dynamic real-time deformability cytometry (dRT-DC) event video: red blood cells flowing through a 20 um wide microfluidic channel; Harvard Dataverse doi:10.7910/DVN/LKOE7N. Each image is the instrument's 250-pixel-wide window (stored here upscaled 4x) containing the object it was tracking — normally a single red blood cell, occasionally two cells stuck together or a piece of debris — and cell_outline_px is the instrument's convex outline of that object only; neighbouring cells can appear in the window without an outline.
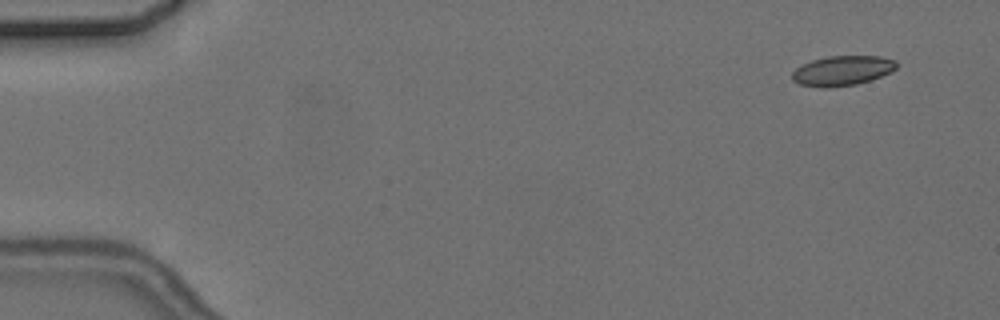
{"species": "common noctule bat (a hibernating species)", "species_latin": "Nyctalus noctula", "temperature_condition": "cold", "stored_images_in_passage": 6, "camera_frame_rate_fps": 3000, "um_per_image_px": 0.085, "animal": {"sex": "female", "body_mass_g": 24.6, "forearm_length_mm": 56.2}, "frame": {"image": 1, "passage_image": 1, "time_ms": 0.0, "image_size_px": [1000, 320], "cell_outline_px": [[896, 68], [892, 72], [856, 84], [824, 88], [820, 88], [800, 84], [792, 80], [792, 72], [796, 68], [812, 60], [828, 56], [880, 56], [896, 60]], "centroid_in_image_um": [71.59, 6.0], "position_along_channel_um": 13.4, "area_um2": 18.03}}
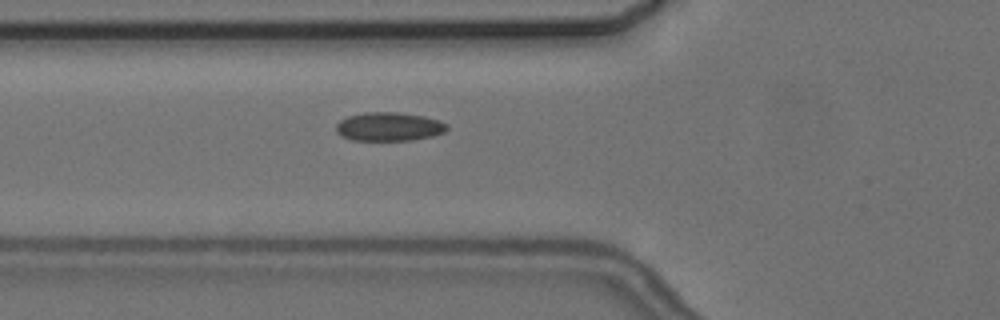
{"frame": {"image": 2, "passage_image": 6, "time_ms": 5.667, "image_size_px": [1000, 320], "cell_outline_px": [[448, 128], [444, 132], [432, 136], [412, 140], [352, 140], [340, 136], [336, 132], [336, 124], [340, 120], [348, 116], [364, 112], [396, 112], [424, 116], [440, 120], [448, 124]], "centroid_in_image_um": [33.06, 10.76], "position_along_channel_um": 92.7, "area_um2": 18.67}}